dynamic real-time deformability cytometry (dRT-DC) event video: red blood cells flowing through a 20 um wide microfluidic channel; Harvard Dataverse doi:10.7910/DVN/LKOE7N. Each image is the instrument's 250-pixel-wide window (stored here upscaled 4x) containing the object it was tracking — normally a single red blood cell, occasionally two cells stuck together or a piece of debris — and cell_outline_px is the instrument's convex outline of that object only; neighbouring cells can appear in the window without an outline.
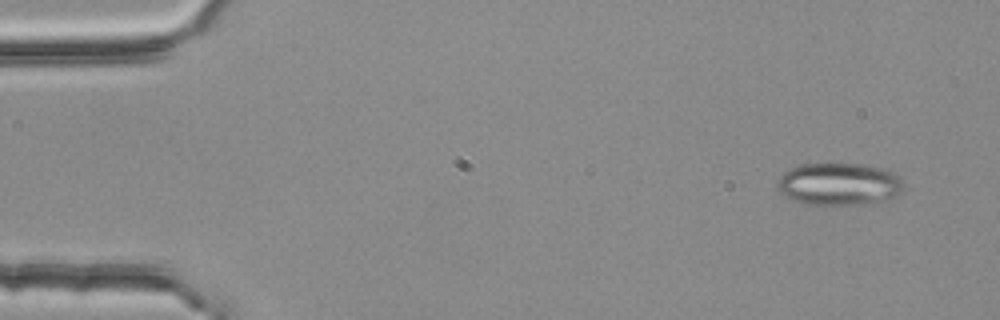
{"species": "common noctule bat (a hibernating species)", "species_latin": "Nyctalus noctula", "temperature_condition": "room temperature", "stored_images_in_passage": 4, "camera_frame_rate_fps": 3000, "um_per_image_px": 0.085, "animal": {"sex": "female", "body_mass_g": 25.1}, "frame": {"image": 1, "passage_image": 1, "time_ms": 0.0, "image_size_px": [1000, 320], "cell_outline_px": [[904, 192], [896, 196], [876, 204], [824, 208], [804, 204], [792, 200], [780, 192], [776, 188], [776, 180], [784, 172], [800, 164], [864, 164], [884, 168], [900, 176], [904, 188]], "centroid_in_image_um": [71.33, 15.71], "position_along_channel_um": 13.7, "area_um2": 32.71}}
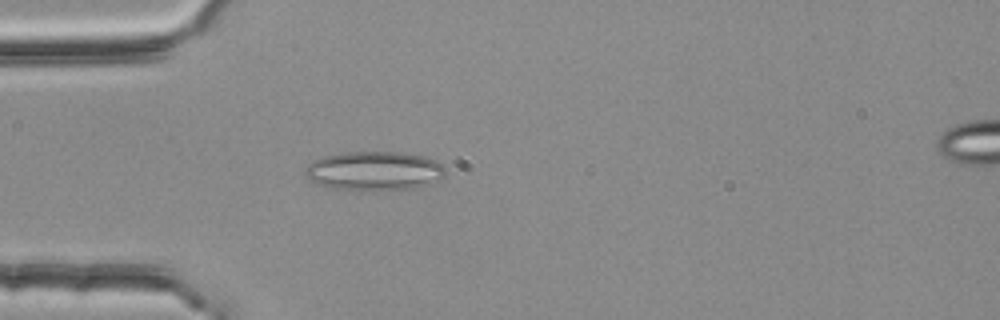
{"frame": {"image": 2, "passage_image": 4, "time_ms": 1.0, "image_size_px": [1000, 320], "cell_outline_px": [[444, 176], [440, 180], [416, 188], [360, 192], [328, 188], [316, 184], [304, 172], [308, 164], [324, 156], [340, 152], [404, 152], [428, 156], [436, 160], [444, 168]], "centroid_in_image_um": [31.82, 14.55], "position_along_channel_um": 53.2, "area_um2": 32.66}}